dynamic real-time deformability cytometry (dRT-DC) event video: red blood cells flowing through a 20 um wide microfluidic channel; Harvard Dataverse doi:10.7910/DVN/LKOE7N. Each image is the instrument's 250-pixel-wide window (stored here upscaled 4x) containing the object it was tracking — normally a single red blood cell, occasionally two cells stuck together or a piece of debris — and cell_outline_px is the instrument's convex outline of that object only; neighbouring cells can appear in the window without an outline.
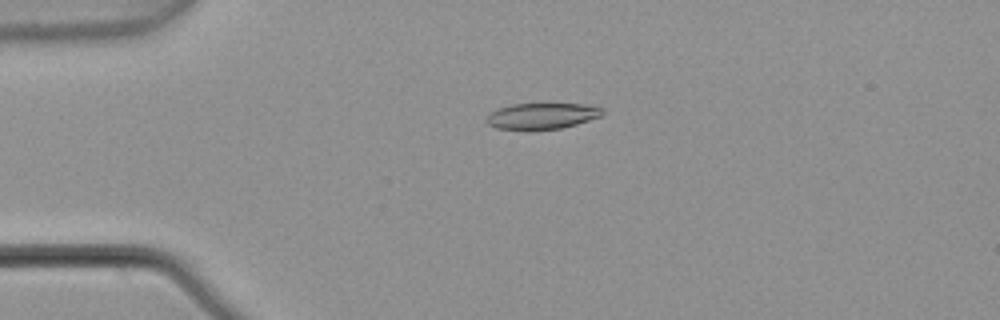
{"species": "common noctule bat (a hibernating species)", "species_latin": "Nyctalus noctula", "temperature_condition": "warm", "stored_images_in_passage": 5, "camera_frame_rate_fps": 3000, "um_per_image_px": 0.085, "animal": {"sex": "male", "body_mass_g": 21.5, "forearm_length_mm": 52.0}, "frame": {"image": 1, "passage_image": 4, "time_ms": 1.0, "image_size_px": [1000, 320], "cell_outline_px": [[604, 112], [600, 116], [576, 124], [560, 128], [528, 132], [496, 128], [488, 124], [484, 120], [488, 112], [496, 108], [512, 104], [580, 104], [604, 108]], "centroid_in_image_um": [45.95, 9.89], "position_along_channel_um": 39.0, "area_um2": 18.15}}